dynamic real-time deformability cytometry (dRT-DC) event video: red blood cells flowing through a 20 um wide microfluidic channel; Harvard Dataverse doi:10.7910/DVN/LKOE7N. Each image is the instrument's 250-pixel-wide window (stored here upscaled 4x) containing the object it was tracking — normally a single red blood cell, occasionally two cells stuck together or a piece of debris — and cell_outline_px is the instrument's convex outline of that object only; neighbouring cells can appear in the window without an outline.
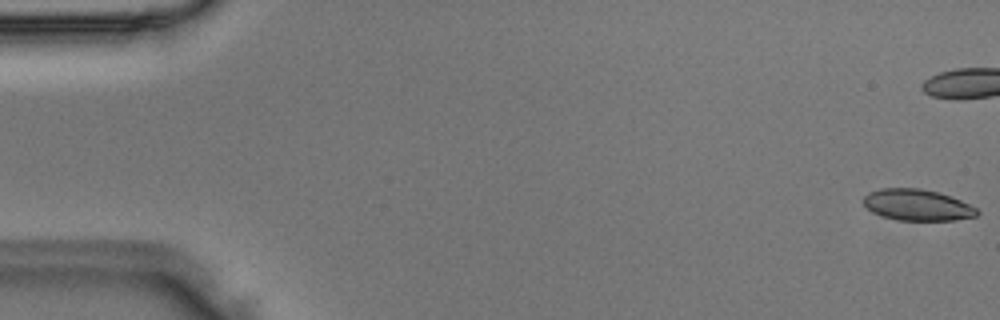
{"species": "Egyptian fruit bat (a non-hibernating species)", "species_latin": "Rousettus aegyptiacus", "temperature_condition": "room temperature", "stored_images_in_passage": 14, "camera_frame_rate_fps": 3000, "um_per_image_px": 0.085, "animal": {"sex": "male"}, "frame": {"image": 1, "passage_image": 1, "time_ms": 0.0, "image_size_px": [1000, 320], "cell_outline_px": [[980, 212], [976, 216], [956, 220], [896, 220], [872, 212], [860, 200], [868, 192], [880, 188], [920, 188], [936, 192], [960, 200], [976, 208]], "centroid_in_image_um": [77.93, 17.42], "position_along_channel_um": 7.1, "area_um2": 20.63}}